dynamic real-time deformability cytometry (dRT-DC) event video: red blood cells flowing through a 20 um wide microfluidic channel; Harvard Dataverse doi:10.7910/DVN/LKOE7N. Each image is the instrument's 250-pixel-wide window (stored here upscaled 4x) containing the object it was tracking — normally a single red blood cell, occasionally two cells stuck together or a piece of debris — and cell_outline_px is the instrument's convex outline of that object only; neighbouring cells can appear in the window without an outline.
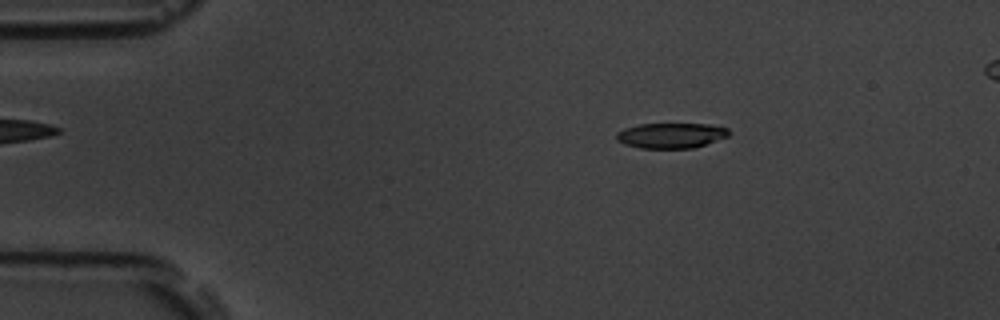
{"species": "common noctule bat (a hibernating species)", "species_latin": "Nyctalus noctula", "temperature_condition": "room temperature", "stored_images_in_passage": 49, "camera_frame_rate_fps": 3000, "um_per_image_px": 0.085, "animal": {"sex": "male", "body_mass_g": 19.5, "forearm_length_mm": 54.6}, "frame": {"image": 1, "passage_image": 3, "time_ms": 0.667, "image_size_px": [1000, 320], "cell_outline_px": [[728, 136], [692, 148], [640, 148], [624, 144], [616, 140], [616, 132], [624, 128], [640, 124], [708, 124], [728, 128]], "centroid_in_image_um": [56.98, 11.51], "position_along_channel_um": 28.0, "area_um2": 16.42}}
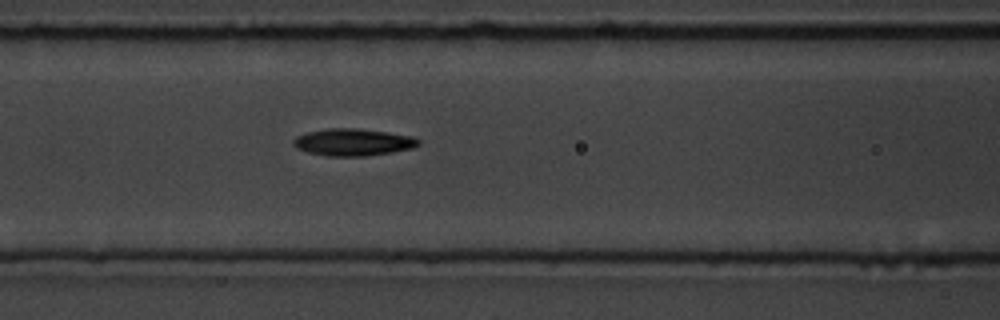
{"frame": {"image": 2, "passage_image": 17, "time_ms": 5.333, "image_size_px": [1000, 320], "cell_outline_px": [[420, 144], [412, 148], [392, 152], [364, 156], [328, 156], [308, 152], [296, 148], [292, 144], [292, 140], [296, 136], [308, 132], [328, 128], [356, 128], [388, 132], [412, 136], [420, 140]], "centroid_in_image_um": [29.99, 12.08], "position_along_channel_um": 136.6, "area_um2": 19.77}}
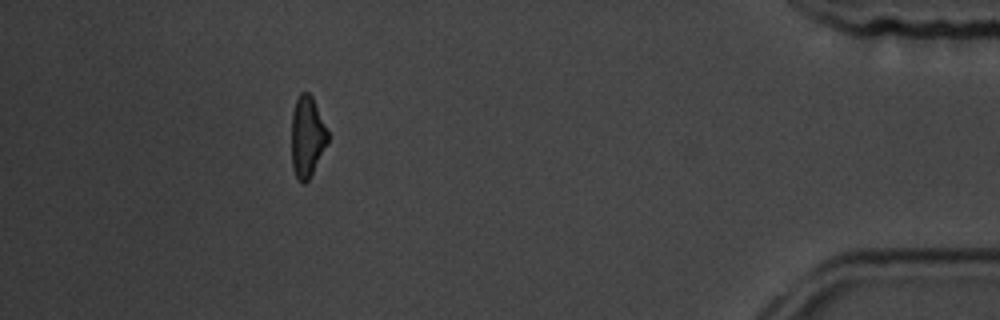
{"frame": {"image": 3, "passage_image": 44, "time_ms": 14.333, "image_size_px": [1000, 320], "cell_outline_px": [[328, 144], [308, 180], [304, 184], [296, 180], [292, 168], [292, 112], [296, 100], [300, 92], [308, 92], [312, 96], [328, 132]], "centroid_in_image_um": [26.1, 11.65], "position_along_channel_um": 409.1, "area_um2": 17.17}, "authors_computed_cell_mechanics": {"area_um2": 18.3804, "velocity_mm_per_s": 3.6475, "shape_relaxation_time_tau1_ms": 2.5926, "shape_relaxation_time_tau2_ms": null, "deformation_change_tau1": 0.1618, "deformation_change_tau2": null}}